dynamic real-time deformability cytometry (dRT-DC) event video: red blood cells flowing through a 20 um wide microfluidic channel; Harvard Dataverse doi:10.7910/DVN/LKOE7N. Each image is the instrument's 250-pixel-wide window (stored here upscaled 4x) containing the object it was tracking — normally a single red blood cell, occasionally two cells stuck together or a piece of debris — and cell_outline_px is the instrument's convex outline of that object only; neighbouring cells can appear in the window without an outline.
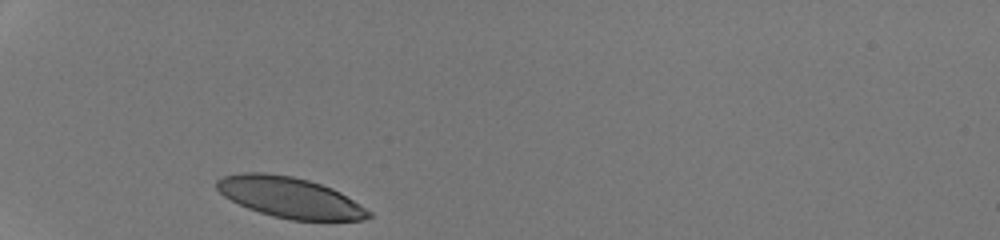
{"species": "human", "species_latin": "Homo sapiens", "temperature_condition": "room temperature", "stored_images_in_passage": 27, "camera_frame_rate_fps": 3000, "um_per_image_px": 0.085, "donor": {"sex": "male"}, "frame": {"image": 1, "passage_image": 1, "time_ms": 0.0, "image_size_px": [1000, 240], "cell_outline_px": [[372, 216], [364, 220], [292, 220], [272, 216], [248, 208], [224, 196], [216, 188], [216, 180], [224, 176], [240, 172], [264, 172], [292, 176], [308, 180], [332, 188], [340, 192], [372, 212]], "centroid_in_image_um": [24.63, 16.78], "position_along_channel_um": 60.4, "area_um2": 35.84}}
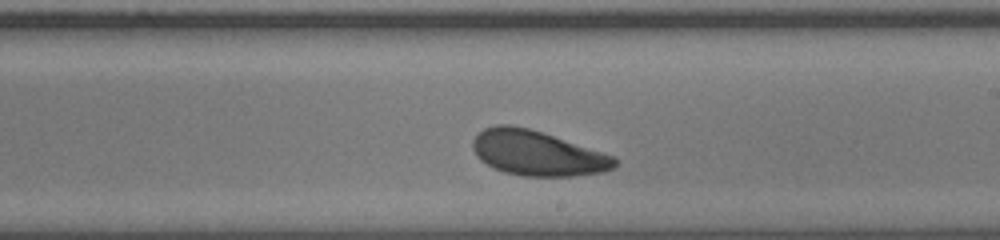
{"frame": {"image": 2, "passage_image": 16, "time_ms": 5.0, "image_size_px": [1000, 240], "cell_outline_px": [[616, 164], [612, 168], [604, 172], [572, 176], [524, 176], [504, 172], [492, 168], [480, 160], [476, 156], [472, 148], [472, 140], [484, 128], [496, 124], [512, 124], [528, 128], [612, 156], [616, 160]], "centroid_in_image_um": [45.58, 13.02], "position_along_channel_um": 243.4, "area_um2": 36.76}}
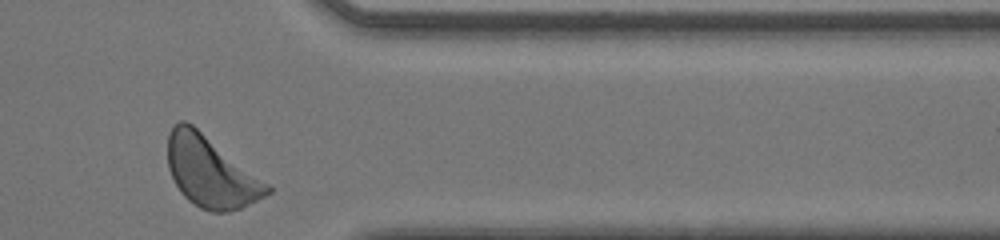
{"frame": {"image": 3, "passage_image": 27, "time_ms": 8.667, "image_size_px": [1000, 240], "cell_outline_px": [[272, 192], [240, 208], [228, 212], [212, 212], [200, 208], [188, 200], [180, 192], [168, 168], [168, 132], [180, 120], [184, 120], [192, 124], [268, 184], [272, 188]], "centroid_in_image_um": [17.88, 14.62], "position_along_channel_um": 393.5, "area_um2": 40.4}, "authors_computed_cell_mechanics": {"area_um2": 37.1076, "velocity_mm_per_s": 4.2032, "shape_relaxation_time_tau1_ms": 2.3238, "shape_relaxation_time_tau2_ms": 6.558, "deformation_change_tau1": 0.1128, "deformation_change_tau2": 0.1799}}